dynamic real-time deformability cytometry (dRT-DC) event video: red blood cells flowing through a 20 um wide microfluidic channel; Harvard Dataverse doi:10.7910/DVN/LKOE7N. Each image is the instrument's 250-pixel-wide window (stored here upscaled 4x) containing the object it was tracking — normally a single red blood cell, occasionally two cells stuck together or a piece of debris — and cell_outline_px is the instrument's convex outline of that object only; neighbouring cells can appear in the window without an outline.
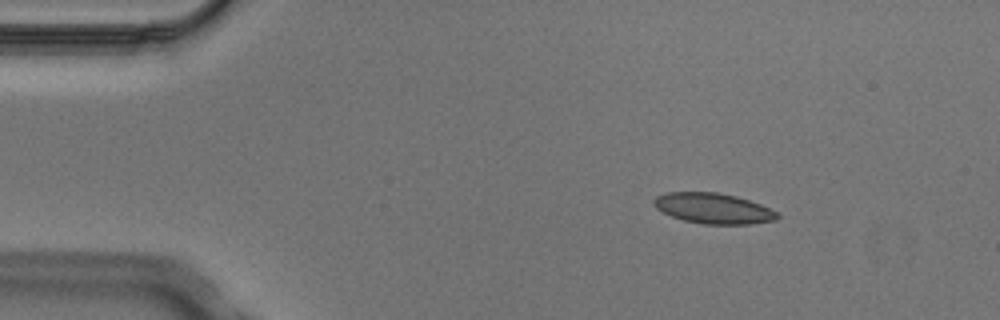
{"species": "Egyptian fruit bat (a non-hibernating species)", "species_latin": "Rousettus aegyptiacus", "temperature_condition": "cold", "stored_images_in_passage": 3, "camera_frame_rate_fps": 3000, "um_per_image_px": 0.085, "animal": {"sex": "male"}, "frame": {"image": 1, "passage_image": 1, "time_ms": 0.0, "image_size_px": [1000, 320], "cell_outline_px": [[780, 216], [776, 220], [748, 224], [704, 224], [684, 220], [672, 216], [656, 208], [652, 204], [652, 200], [656, 196], [668, 192], [716, 192], [736, 196], [760, 204], [776, 212]], "centroid_in_image_um": [60.6, 17.71], "position_along_channel_um": 24.4, "area_um2": 21.79}}